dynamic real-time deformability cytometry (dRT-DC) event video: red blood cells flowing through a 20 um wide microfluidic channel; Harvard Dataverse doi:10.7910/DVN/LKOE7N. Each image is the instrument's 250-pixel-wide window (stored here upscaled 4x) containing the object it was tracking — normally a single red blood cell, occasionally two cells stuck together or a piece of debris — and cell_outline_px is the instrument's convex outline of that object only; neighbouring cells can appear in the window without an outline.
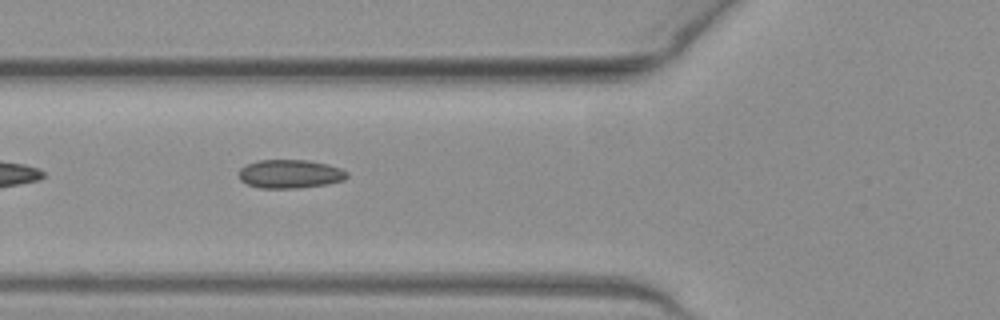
{"species": "common noctule bat (a hibernating species)", "species_latin": "Nyctalus noctula", "temperature_condition": "warm", "stored_images_in_passage": 15, "camera_frame_rate_fps": 3000, "um_per_image_px": 0.085, "animal": {"sex": "female", "body_mass_g": 19.3, "forearm_length_mm": 54.1}, "frame": {"image": 1, "passage_image": 5, "time_ms": 1.333, "image_size_px": [1000, 320], "cell_outline_px": [[348, 176], [344, 180], [328, 184], [296, 188], [260, 188], [248, 184], [240, 180], [240, 168], [256, 160], [308, 160], [328, 164], [340, 168], [348, 172]], "centroid_in_image_um": [24.68, 14.78], "position_along_channel_um": 101.1, "area_um2": 18.03}}
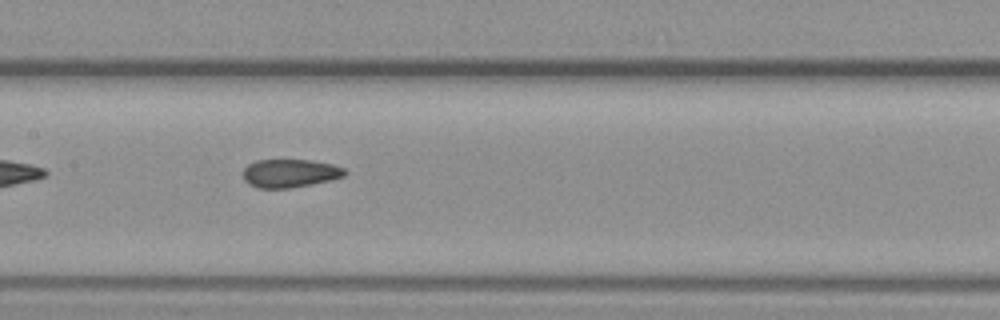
{"frame": {"image": 2, "passage_image": 11, "time_ms": 3.333, "image_size_px": [1000, 320], "cell_outline_px": [[348, 172], [344, 176], [312, 184], [288, 188], [256, 188], [248, 184], [244, 180], [244, 168], [248, 164], [256, 160], [312, 160], [332, 164], [344, 168]], "centroid_in_image_um": [24.63, 14.72], "position_along_channel_um": 182.8, "area_um2": 16.76}}